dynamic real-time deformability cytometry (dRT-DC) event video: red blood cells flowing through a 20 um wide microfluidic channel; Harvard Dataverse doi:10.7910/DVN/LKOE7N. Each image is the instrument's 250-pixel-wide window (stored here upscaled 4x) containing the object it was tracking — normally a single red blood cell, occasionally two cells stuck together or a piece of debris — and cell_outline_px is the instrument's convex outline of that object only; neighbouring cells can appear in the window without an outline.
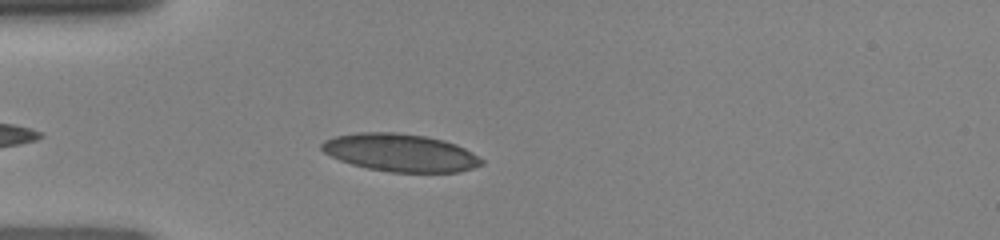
{"species": "human", "species_latin": "Homo sapiens", "temperature_condition": "room temperature", "stored_images_in_passage": 37, "camera_frame_rate_fps": 3000, "um_per_image_px": 0.085, "donor": {"sex": "female"}, "frame": {"image": 1, "passage_image": 5, "time_ms": 1.333, "image_size_px": [1000, 240], "cell_outline_px": [[484, 164], [460, 172], [392, 172], [368, 168], [352, 164], [340, 160], [324, 152], [320, 148], [320, 144], [324, 140], [336, 136], [356, 132], [396, 132], [424, 136], [444, 140], [456, 144], [472, 152], [484, 160]], "centroid_in_image_um": [34.04, 12.97], "position_along_channel_um": 51.0, "area_um2": 35.14}}
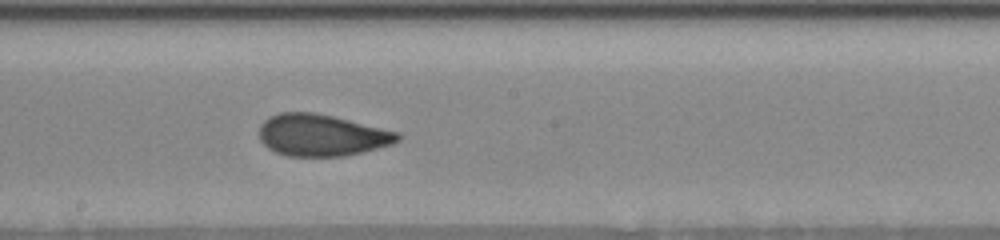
{"frame": {"image": 2, "passage_image": 18, "time_ms": 5.667, "image_size_px": [1000, 240], "cell_outline_px": [[400, 140], [392, 144], [344, 156], [288, 156], [276, 152], [268, 148], [260, 140], [260, 124], [264, 120], [280, 112], [312, 112], [332, 116], [400, 132]], "centroid_in_image_um": [27.33, 11.49], "position_along_channel_um": 220.9, "area_um2": 33.47}}
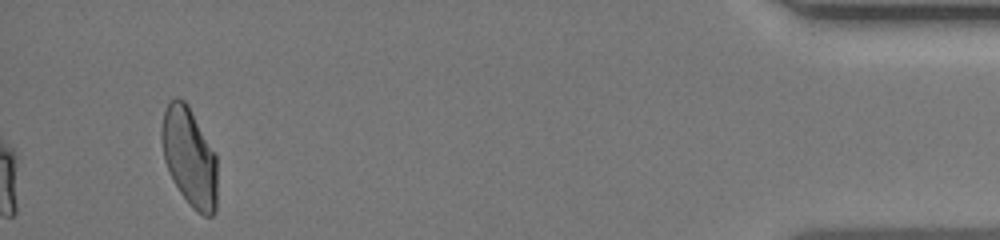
{"frame": {"image": 3, "passage_image": 37, "time_ms": 12.0, "image_size_px": [1000, 240], "cell_outline_px": [[216, 212], [212, 216], [204, 216], [196, 212], [192, 208], [180, 192], [172, 180], [164, 160], [160, 136], [160, 128], [164, 108], [168, 100], [176, 96], [184, 100], [188, 104], [216, 152]], "centroid_in_image_um": [16.08, 13.3], "position_along_channel_um": 419.1, "area_um2": 32.71}}